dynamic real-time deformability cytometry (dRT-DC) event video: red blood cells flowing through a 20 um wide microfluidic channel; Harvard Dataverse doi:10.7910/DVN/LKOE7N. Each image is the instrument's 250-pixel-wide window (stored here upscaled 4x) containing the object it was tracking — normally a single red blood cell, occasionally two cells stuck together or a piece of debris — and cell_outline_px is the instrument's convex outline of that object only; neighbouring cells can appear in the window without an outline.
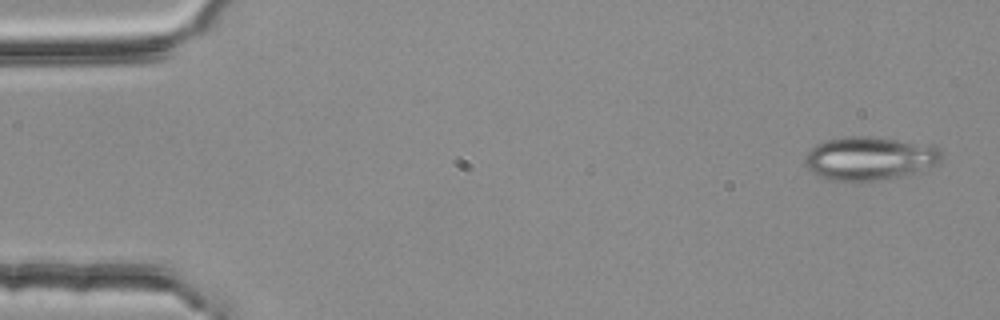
{"species": "common noctule bat (a hibernating species)", "species_latin": "Nyctalus noctula", "temperature_condition": "room temperature", "stored_images_in_passage": 4, "camera_frame_rate_fps": 3000, "um_per_image_px": 0.085, "animal": {"sex": "female", "body_mass_g": 25.1}, "frame": {"image": 1, "passage_image": 1, "time_ms": 0.0, "image_size_px": [1000, 320], "cell_outline_px": [[940, 160], [936, 164], [920, 172], [892, 180], [828, 180], [812, 172], [808, 168], [804, 160], [808, 152], [816, 144], [824, 140], [844, 136], [872, 136], [932, 144], [940, 148]], "centroid_in_image_um": [73.96, 13.45], "position_along_channel_um": 11.0, "area_um2": 35.08}}